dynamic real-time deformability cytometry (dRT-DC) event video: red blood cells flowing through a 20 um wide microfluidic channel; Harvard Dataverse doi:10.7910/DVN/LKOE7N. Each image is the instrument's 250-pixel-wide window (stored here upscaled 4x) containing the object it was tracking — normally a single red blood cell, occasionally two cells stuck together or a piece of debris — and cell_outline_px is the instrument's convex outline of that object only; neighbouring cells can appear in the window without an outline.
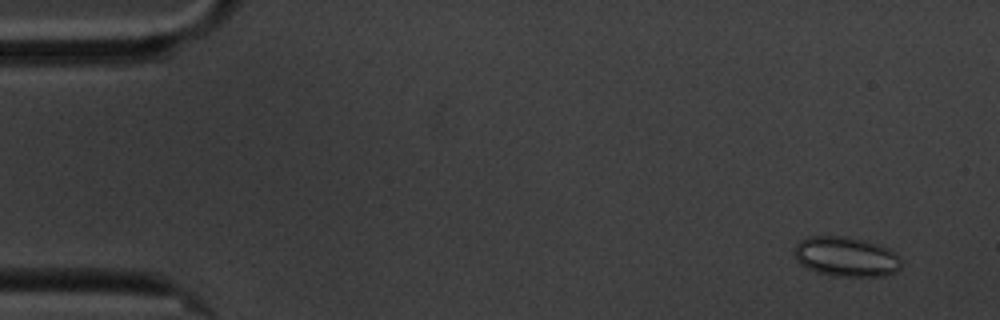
{"species": "common noctule bat (a hibernating species)", "species_latin": "Nyctalus noctula", "temperature_condition": "cold", "stored_images_in_passage": 17, "camera_frame_rate_fps": 3000, "um_per_image_px": 0.085, "animal": {"sex": "male", "body_mass_g": 20.1, "forearm_length_mm": 53.5}, "frame": {"image": 1, "passage_image": 4, "time_ms": 1.0, "image_size_px": [1000, 320], "cell_outline_px": [[900, 268], [896, 272], [884, 276], [828, 276], [816, 272], [800, 264], [796, 260], [792, 252], [796, 244], [800, 240], [808, 236], [848, 236], [868, 240], [880, 244], [888, 248], [900, 260]], "centroid_in_image_um": [71.87, 21.81], "position_along_channel_um": 13.1, "area_um2": 25.2}}